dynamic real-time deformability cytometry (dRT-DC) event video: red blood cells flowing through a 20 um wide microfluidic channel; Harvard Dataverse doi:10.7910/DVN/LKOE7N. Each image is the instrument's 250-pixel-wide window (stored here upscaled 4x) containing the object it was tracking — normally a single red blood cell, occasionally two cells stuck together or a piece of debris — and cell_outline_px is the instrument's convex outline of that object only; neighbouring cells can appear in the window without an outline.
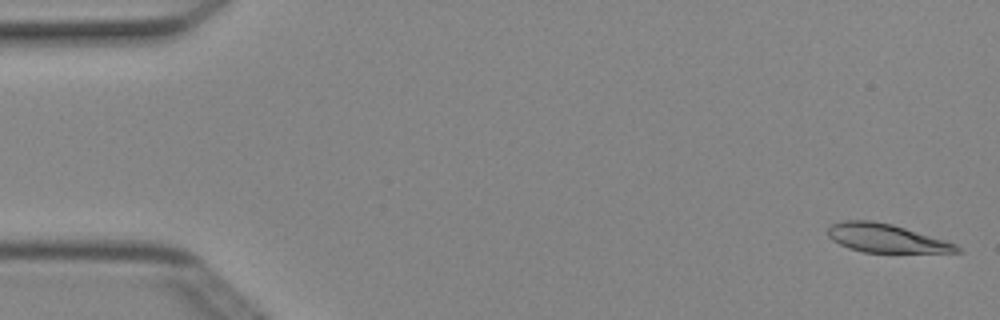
{"species": "Egyptian fruit bat (a non-hibernating species)", "species_latin": "Rousettus aegyptiacus", "temperature_condition": "cold", "stored_images_in_passage": 4, "camera_frame_rate_fps": 3000, "um_per_image_px": 0.085, "animal": {"sex": "female"}, "frame": {"image": 1, "passage_image": 1, "time_ms": 0.0, "image_size_px": [1000, 320], "cell_outline_px": [[964, 252], [864, 252], [848, 248], [832, 240], [828, 236], [828, 228], [832, 224], [844, 220], [872, 220], [892, 224], [944, 240], [956, 244]], "centroid_in_image_um": [75.29, 20.24], "position_along_channel_um": 9.7, "area_um2": 21.21}}
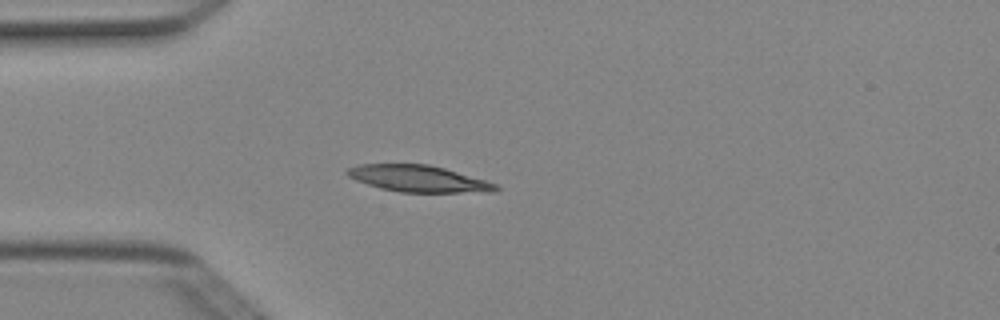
{"frame": {"image": 2, "passage_image": 4, "time_ms": 1.0, "image_size_px": [1000, 320], "cell_outline_px": [[500, 188], [496, 192], [400, 192], [380, 188], [356, 180], [348, 176], [344, 172], [348, 168], [360, 164], [428, 164], [444, 168], [484, 180], [496, 184]], "centroid_in_image_um": [35.55, 15.19], "position_along_channel_um": 49.5, "area_um2": 22.83}}